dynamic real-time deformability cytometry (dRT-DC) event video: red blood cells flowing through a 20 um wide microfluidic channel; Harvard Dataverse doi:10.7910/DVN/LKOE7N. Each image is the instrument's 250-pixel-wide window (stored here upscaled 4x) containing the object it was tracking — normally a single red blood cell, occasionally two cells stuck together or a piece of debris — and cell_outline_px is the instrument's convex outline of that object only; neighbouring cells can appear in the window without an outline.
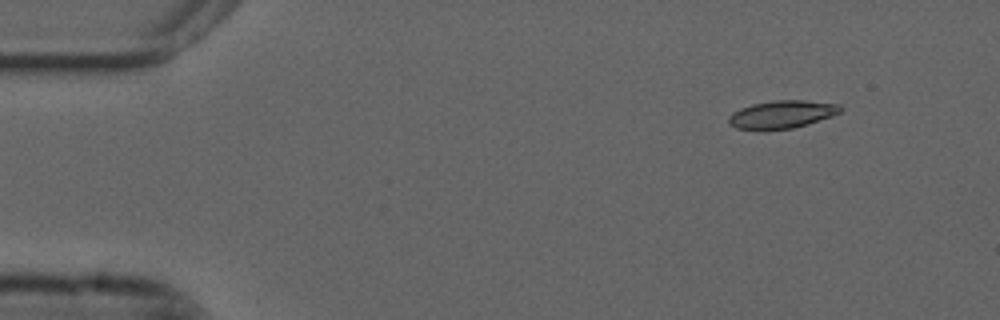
{"species": "common noctule bat (a hibernating species)", "species_latin": "Nyctalus noctula", "temperature_condition": "cold", "stored_images_in_passage": 50, "camera_frame_rate_fps": 3000, "um_per_image_px": 0.085, "animal": {"sex": "male", "forearm_length_mm": 52.5}, "frame": {"image": 1, "passage_image": 1, "time_ms": 0.0, "image_size_px": [1000, 320], "cell_outline_px": [[844, 108], [840, 112], [832, 116], [792, 128], [764, 132], [736, 128], [728, 124], [728, 116], [732, 112], [740, 108], [752, 104], [772, 100], [804, 100], [840, 104]], "centroid_in_image_um": [66.41, 9.74], "position_along_channel_um": 18.6, "area_um2": 18.61}}
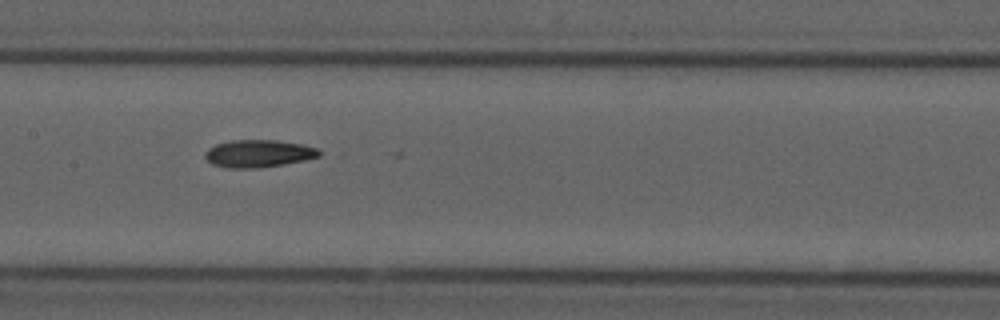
{"frame": {"image": 2, "passage_image": 22, "time_ms": 7.0, "image_size_px": [1000, 320], "cell_outline_px": [[324, 152], [320, 156], [304, 160], [284, 164], [256, 168], [224, 168], [212, 164], [204, 156], [208, 148], [216, 144], [232, 140], [276, 140], [300, 144], [316, 148]], "centroid_in_image_um": [21.97, 13.05], "position_along_channel_um": 185.4, "area_um2": 18.26}}
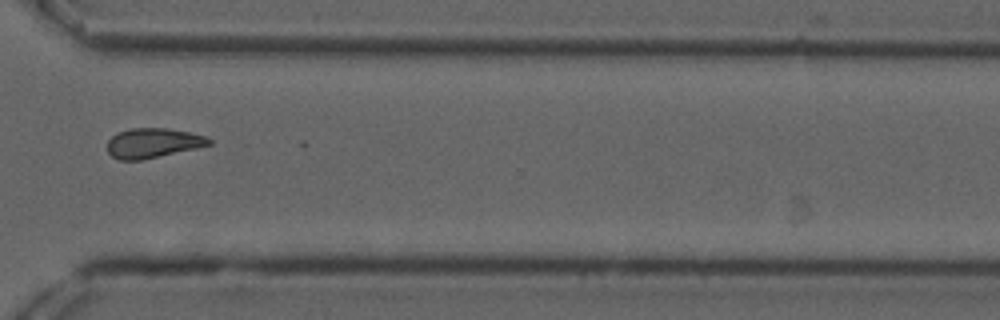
{"frame": {"image": 3, "passage_image": 36, "time_ms": 11.667, "image_size_px": [1000, 320], "cell_outline_px": [[212, 144], [196, 148], [140, 160], [120, 160], [112, 156], [108, 152], [108, 140], [116, 132], [132, 128], [168, 128], [208, 136], [212, 140]], "centroid_in_image_um": [13.0, 12.14], "position_along_channel_um": 357.6, "area_um2": 17.57}}